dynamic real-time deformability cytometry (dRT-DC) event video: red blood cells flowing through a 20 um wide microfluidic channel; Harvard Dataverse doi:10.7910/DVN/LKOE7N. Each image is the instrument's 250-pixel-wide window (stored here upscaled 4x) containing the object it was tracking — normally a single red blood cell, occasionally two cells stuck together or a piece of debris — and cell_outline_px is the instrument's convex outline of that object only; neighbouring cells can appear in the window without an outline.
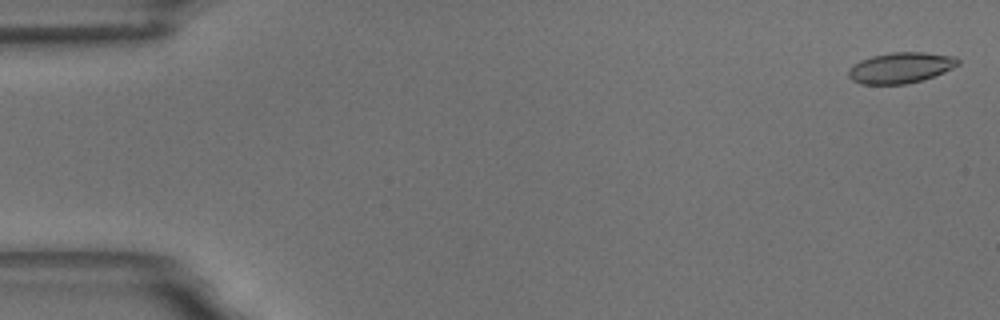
{"species": "common noctule bat (a hibernating species)", "species_latin": "Nyctalus noctula", "temperature_condition": "room temperature", "stored_images_in_passage": 58, "camera_frame_rate_fps": 3000, "um_per_image_px": 0.085, "animal": {"sex": "male", "body_mass_g": 18.8}, "frame": {"image": 1, "passage_image": 2, "time_ms": 0.333, "image_size_px": [1000, 320], "cell_outline_px": [[960, 64], [944, 72], [924, 80], [908, 84], [860, 84], [852, 80], [848, 76], [848, 72], [860, 60], [872, 56], [892, 52], [924, 52], [956, 56], [960, 60]], "centroid_in_image_um": [76.61, 5.76], "position_along_channel_um": 8.4, "area_um2": 19.71}}
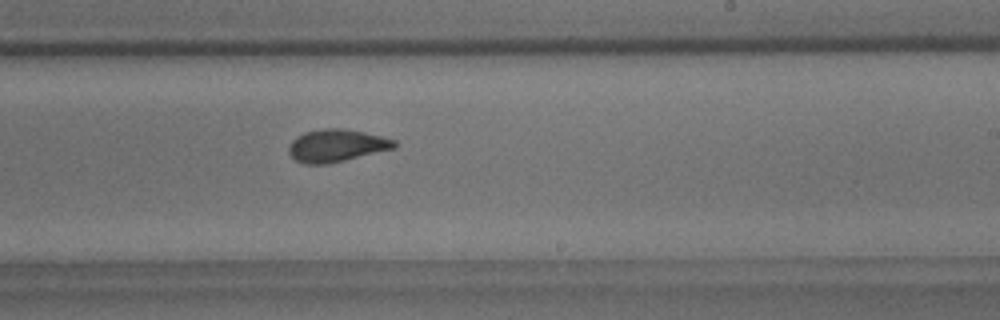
{"frame": {"image": 2, "passage_image": 35, "time_ms": 11.333, "image_size_px": [1000, 320], "cell_outline_px": [[396, 148], [344, 160], [324, 164], [304, 164], [296, 160], [288, 152], [288, 148], [292, 140], [296, 136], [304, 132], [324, 128], [344, 128], [364, 132], [396, 140]], "centroid_in_image_um": [28.59, 12.36], "position_along_channel_um": 260.4, "area_um2": 19.94}}
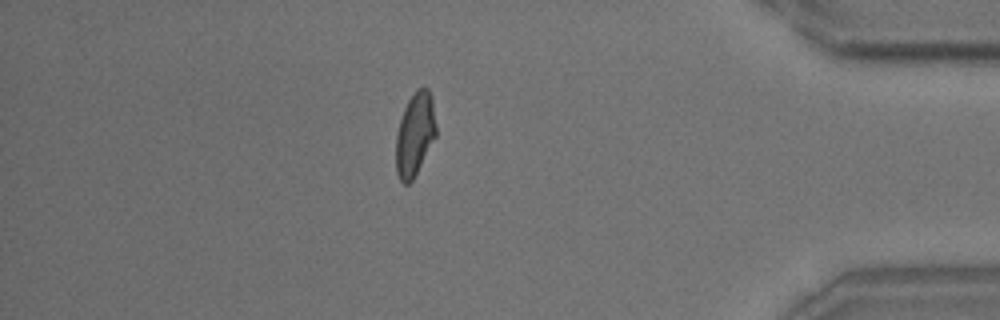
{"frame": {"image": 3, "passage_image": 50, "time_ms": 16.333, "image_size_px": [1000, 320], "cell_outline_px": [[436, 136], [412, 180], [408, 184], [404, 184], [400, 180], [396, 172], [396, 136], [400, 120], [404, 108], [408, 100], [416, 88], [428, 88], [432, 100], [436, 124]], "centroid_in_image_um": [35.26, 11.4], "position_along_channel_um": 399.9, "area_um2": 19.31}, "authors_computed_cell_mechanics": {"area_um2": 19.941, "velocity_mm_per_s": 3.5318, "shape_relaxation_time_tau1_ms": 5.685, "shape_relaxation_time_tau2_ms": 1.3795, "deformation_change_tau1": 0.1578, "deformation_change_tau2": 0.0603}}